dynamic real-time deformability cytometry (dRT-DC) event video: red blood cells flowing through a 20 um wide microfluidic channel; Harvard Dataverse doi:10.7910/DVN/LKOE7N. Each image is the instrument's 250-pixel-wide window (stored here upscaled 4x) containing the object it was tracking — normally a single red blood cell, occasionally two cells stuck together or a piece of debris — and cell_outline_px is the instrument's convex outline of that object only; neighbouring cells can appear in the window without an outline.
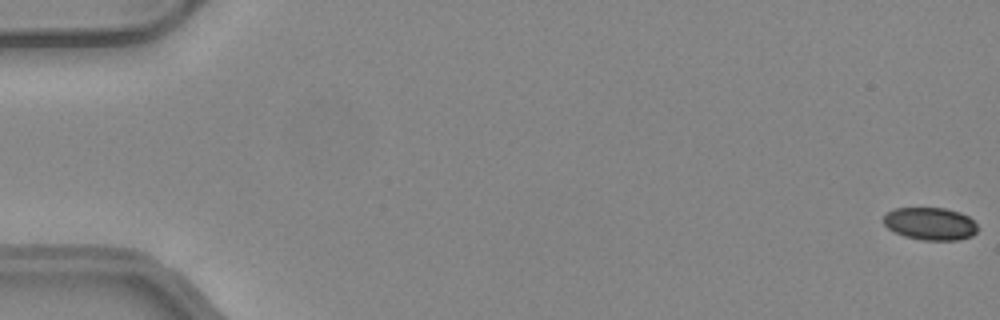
{"species": "common noctule bat (a hibernating species)", "species_latin": "Nyctalus noctula", "temperature_condition": "warm", "stored_images_in_passage": 51, "camera_frame_rate_fps": 3000, "um_per_image_px": 0.085, "animal": {"sex": "female", "body_mass_g": 24.6, "forearm_length_mm": 56.2}, "frame": {"image": 1, "passage_image": 1, "time_ms": 0.0, "image_size_px": [1000, 320], "cell_outline_px": [[976, 232], [972, 236], [960, 240], [924, 240], [904, 236], [888, 228], [884, 224], [884, 216], [888, 212], [896, 208], [944, 208], [960, 212], [968, 216], [976, 224]], "centroid_in_image_um": [79.08, 19.02], "position_along_channel_um": 5.9, "area_um2": 17.74}}
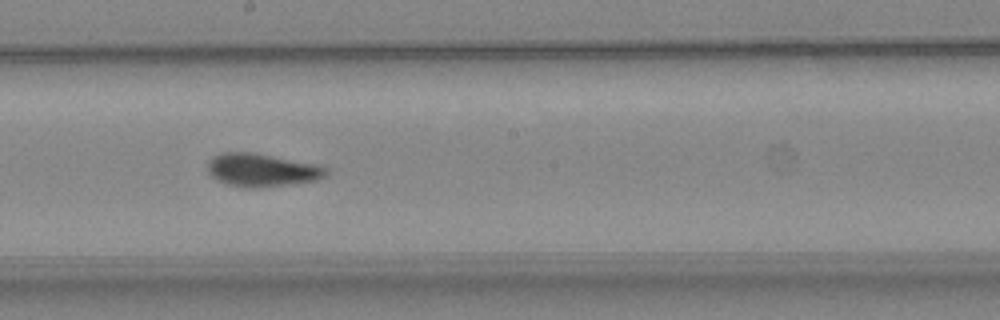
{"frame": {"image": 2, "passage_image": 29, "time_ms": 9.333, "image_size_px": [1000, 320], "cell_outline_px": [[328, 176], [316, 180], [260, 188], [244, 188], [224, 184], [216, 180], [208, 172], [208, 160], [212, 156], [224, 152], [248, 152], [316, 164], [328, 168]], "centroid_in_image_um": [22.23, 14.47], "position_along_channel_um": 226.0, "area_um2": 22.89}}
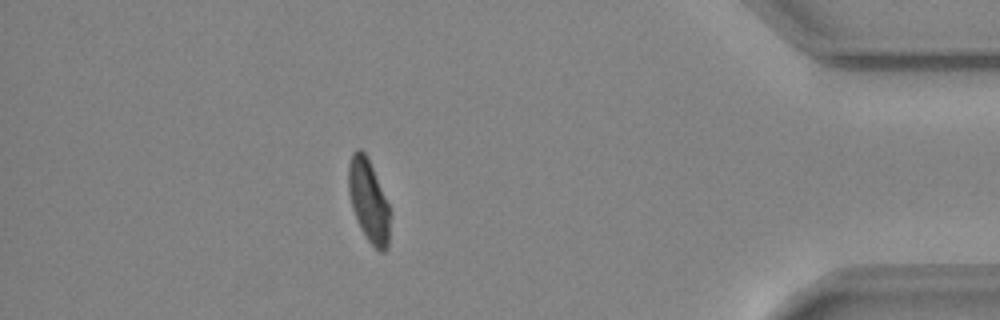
{"frame": {"image": 3, "passage_image": 45, "time_ms": 14.667, "image_size_px": [1000, 320], "cell_outline_px": [[392, 212], [388, 248], [384, 252], [380, 252], [368, 240], [360, 228], [352, 208], [348, 192], [348, 164], [352, 152], [356, 148], [360, 148], [368, 156]], "centroid_in_image_um": [31.35, 17.06], "position_along_channel_um": 403.8, "area_um2": 20.52}, "authors_computed_cell_mechanics": {"area_um2": 20.8658, "velocity_mm_per_s": 4.1674, "shape_relaxation_time_tau1_ms": 7.6827, "shape_relaxation_time_tau2_ms": 1.4523, "deformation_change_tau1": 0.1951, "deformation_change_tau2": 0.0652}}